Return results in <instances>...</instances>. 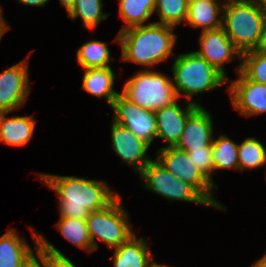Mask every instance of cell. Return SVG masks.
I'll return each instance as SVG.
<instances>
[{
	"instance_id": "cell-36",
	"label": "cell",
	"mask_w": 266,
	"mask_h": 267,
	"mask_svg": "<svg viewBox=\"0 0 266 267\" xmlns=\"http://www.w3.org/2000/svg\"><path fill=\"white\" fill-rule=\"evenodd\" d=\"M251 267H266V254L255 262Z\"/></svg>"
},
{
	"instance_id": "cell-37",
	"label": "cell",
	"mask_w": 266,
	"mask_h": 267,
	"mask_svg": "<svg viewBox=\"0 0 266 267\" xmlns=\"http://www.w3.org/2000/svg\"><path fill=\"white\" fill-rule=\"evenodd\" d=\"M149 267H170V266H166V265H160L156 262H151Z\"/></svg>"
},
{
	"instance_id": "cell-27",
	"label": "cell",
	"mask_w": 266,
	"mask_h": 267,
	"mask_svg": "<svg viewBox=\"0 0 266 267\" xmlns=\"http://www.w3.org/2000/svg\"><path fill=\"white\" fill-rule=\"evenodd\" d=\"M188 6L187 0H155L154 12L160 17L157 23L174 27L186 22Z\"/></svg>"
},
{
	"instance_id": "cell-30",
	"label": "cell",
	"mask_w": 266,
	"mask_h": 267,
	"mask_svg": "<svg viewBox=\"0 0 266 267\" xmlns=\"http://www.w3.org/2000/svg\"><path fill=\"white\" fill-rule=\"evenodd\" d=\"M198 169L214 184L211 173L214 172L212 146L186 151Z\"/></svg>"
},
{
	"instance_id": "cell-35",
	"label": "cell",
	"mask_w": 266,
	"mask_h": 267,
	"mask_svg": "<svg viewBox=\"0 0 266 267\" xmlns=\"http://www.w3.org/2000/svg\"><path fill=\"white\" fill-rule=\"evenodd\" d=\"M76 0H60L61 5L66 8L67 13L72 9Z\"/></svg>"
},
{
	"instance_id": "cell-23",
	"label": "cell",
	"mask_w": 266,
	"mask_h": 267,
	"mask_svg": "<svg viewBox=\"0 0 266 267\" xmlns=\"http://www.w3.org/2000/svg\"><path fill=\"white\" fill-rule=\"evenodd\" d=\"M77 65L84 69L111 67L109 65L110 51L108 45L102 41H88L77 50Z\"/></svg>"
},
{
	"instance_id": "cell-34",
	"label": "cell",
	"mask_w": 266,
	"mask_h": 267,
	"mask_svg": "<svg viewBox=\"0 0 266 267\" xmlns=\"http://www.w3.org/2000/svg\"><path fill=\"white\" fill-rule=\"evenodd\" d=\"M2 8L0 7V40L4 33L8 30L9 25L6 23L4 18L2 17Z\"/></svg>"
},
{
	"instance_id": "cell-39",
	"label": "cell",
	"mask_w": 266,
	"mask_h": 267,
	"mask_svg": "<svg viewBox=\"0 0 266 267\" xmlns=\"http://www.w3.org/2000/svg\"><path fill=\"white\" fill-rule=\"evenodd\" d=\"M200 1V0H187L188 4H191L193 2Z\"/></svg>"
},
{
	"instance_id": "cell-13",
	"label": "cell",
	"mask_w": 266,
	"mask_h": 267,
	"mask_svg": "<svg viewBox=\"0 0 266 267\" xmlns=\"http://www.w3.org/2000/svg\"><path fill=\"white\" fill-rule=\"evenodd\" d=\"M112 149L116 155L140 173L151 161L146 155L149 144L134 135L128 128L112 121Z\"/></svg>"
},
{
	"instance_id": "cell-33",
	"label": "cell",
	"mask_w": 266,
	"mask_h": 267,
	"mask_svg": "<svg viewBox=\"0 0 266 267\" xmlns=\"http://www.w3.org/2000/svg\"><path fill=\"white\" fill-rule=\"evenodd\" d=\"M21 4L30 6H44L49 0H17Z\"/></svg>"
},
{
	"instance_id": "cell-4",
	"label": "cell",
	"mask_w": 266,
	"mask_h": 267,
	"mask_svg": "<svg viewBox=\"0 0 266 267\" xmlns=\"http://www.w3.org/2000/svg\"><path fill=\"white\" fill-rule=\"evenodd\" d=\"M172 72V83L178 98L184 95L187 102L198 106L201 105L191 100L194 95L216 89L229 81L196 52L178 55L172 65Z\"/></svg>"
},
{
	"instance_id": "cell-38",
	"label": "cell",
	"mask_w": 266,
	"mask_h": 267,
	"mask_svg": "<svg viewBox=\"0 0 266 267\" xmlns=\"http://www.w3.org/2000/svg\"><path fill=\"white\" fill-rule=\"evenodd\" d=\"M260 1H261V4H262L263 9L266 12V0H260Z\"/></svg>"
},
{
	"instance_id": "cell-3",
	"label": "cell",
	"mask_w": 266,
	"mask_h": 267,
	"mask_svg": "<svg viewBox=\"0 0 266 267\" xmlns=\"http://www.w3.org/2000/svg\"><path fill=\"white\" fill-rule=\"evenodd\" d=\"M222 28L241 53L256 50L266 12L260 0H224Z\"/></svg>"
},
{
	"instance_id": "cell-25",
	"label": "cell",
	"mask_w": 266,
	"mask_h": 267,
	"mask_svg": "<svg viewBox=\"0 0 266 267\" xmlns=\"http://www.w3.org/2000/svg\"><path fill=\"white\" fill-rule=\"evenodd\" d=\"M239 172L266 165V148L255 137L246 138L238 144Z\"/></svg>"
},
{
	"instance_id": "cell-10",
	"label": "cell",
	"mask_w": 266,
	"mask_h": 267,
	"mask_svg": "<svg viewBox=\"0 0 266 267\" xmlns=\"http://www.w3.org/2000/svg\"><path fill=\"white\" fill-rule=\"evenodd\" d=\"M28 57L0 74V112L20 109L29 96Z\"/></svg>"
},
{
	"instance_id": "cell-5",
	"label": "cell",
	"mask_w": 266,
	"mask_h": 267,
	"mask_svg": "<svg viewBox=\"0 0 266 267\" xmlns=\"http://www.w3.org/2000/svg\"><path fill=\"white\" fill-rule=\"evenodd\" d=\"M122 95L149 111L164 108L179 99L171 78L148 68L126 81Z\"/></svg>"
},
{
	"instance_id": "cell-32",
	"label": "cell",
	"mask_w": 266,
	"mask_h": 267,
	"mask_svg": "<svg viewBox=\"0 0 266 267\" xmlns=\"http://www.w3.org/2000/svg\"><path fill=\"white\" fill-rule=\"evenodd\" d=\"M255 51L266 52V18L262 27L260 41Z\"/></svg>"
},
{
	"instance_id": "cell-18",
	"label": "cell",
	"mask_w": 266,
	"mask_h": 267,
	"mask_svg": "<svg viewBox=\"0 0 266 267\" xmlns=\"http://www.w3.org/2000/svg\"><path fill=\"white\" fill-rule=\"evenodd\" d=\"M33 255L28 243L14 229L0 237V267H23Z\"/></svg>"
},
{
	"instance_id": "cell-20",
	"label": "cell",
	"mask_w": 266,
	"mask_h": 267,
	"mask_svg": "<svg viewBox=\"0 0 266 267\" xmlns=\"http://www.w3.org/2000/svg\"><path fill=\"white\" fill-rule=\"evenodd\" d=\"M114 79L115 74L111 67L85 69L82 89L95 97L105 98L112 106L119 94L113 89Z\"/></svg>"
},
{
	"instance_id": "cell-7",
	"label": "cell",
	"mask_w": 266,
	"mask_h": 267,
	"mask_svg": "<svg viewBox=\"0 0 266 267\" xmlns=\"http://www.w3.org/2000/svg\"><path fill=\"white\" fill-rule=\"evenodd\" d=\"M156 159L176 178L192 185L213 207L226 211L211 192L218 186L198 169L186 151L175 146L161 147L157 151Z\"/></svg>"
},
{
	"instance_id": "cell-31",
	"label": "cell",
	"mask_w": 266,
	"mask_h": 267,
	"mask_svg": "<svg viewBox=\"0 0 266 267\" xmlns=\"http://www.w3.org/2000/svg\"><path fill=\"white\" fill-rule=\"evenodd\" d=\"M39 236L40 233L33 231L32 237L36 248L35 252L40 262L37 260V257L33 255L23 267H49L47 258L39 251Z\"/></svg>"
},
{
	"instance_id": "cell-24",
	"label": "cell",
	"mask_w": 266,
	"mask_h": 267,
	"mask_svg": "<svg viewBox=\"0 0 266 267\" xmlns=\"http://www.w3.org/2000/svg\"><path fill=\"white\" fill-rule=\"evenodd\" d=\"M212 160L214 170L233 168L239 170L238 144L225 135L213 139Z\"/></svg>"
},
{
	"instance_id": "cell-6",
	"label": "cell",
	"mask_w": 266,
	"mask_h": 267,
	"mask_svg": "<svg viewBox=\"0 0 266 267\" xmlns=\"http://www.w3.org/2000/svg\"><path fill=\"white\" fill-rule=\"evenodd\" d=\"M121 202L122 198L119 195L105 209L91 212L86 218L92 251L98 249L96 237L106 243L109 249H114L135 234L131 230L127 213L121 206Z\"/></svg>"
},
{
	"instance_id": "cell-26",
	"label": "cell",
	"mask_w": 266,
	"mask_h": 267,
	"mask_svg": "<svg viewBox=\"0 0 266 267\" xmlns=\"http://www.w3.org/2000/svg\"><path fill=\"white\" fill-rule=\"evenodd\" d=\"M102 0H76L72 9L67 13L68 17L75 20L81 17L84 28L94 29L109 16L102 11Z\"/></svg>"
},
{
	"instance_id": "cell-28",
	"label": "cell",
	"mask_w": 266,
	"mask_h": 267,
	"mask_svg": "<svg viewBox=\"0 0 266 267\" xmlns=\"http://www.w3.org/2000/svg\"><path fill=\"white\" fill-rule=\"evenodd\" d=\"M237 67L247 79L266 85V52L250 51L243 53Z\"/></svg>"
},
{
	"instance_id": "cell-14",
	"label": "cell",
	"mask_w": 266,
	"mask_h": 267,
	"mask_svg": "<svg viewBox=\"0 0 266 267\" xmlns=\"http://www.w3.org/2000/svg\"><path fill=\"white\" fill-rule=\"evenodd\" d=\"M213 120L211 114L199 106L187 119L184 130L175 147L189 151L202 149L204 146H212L214 135Z\"/></svg>"
},
{
	"instance_id": "cell-11",
	"label": "cell",
	"mask_w": 266,
	"mask_h": 267,
	"mask_svg": "<svg viewBox=\"0 0 266 267\" xmlns=\"http://www.w3.org/2000/svg\"><path fill=\"white\" fill-rule=\"evenodd\" d=\"M237 74L239 79L228 88L233 107L244 116L266 112V85L247 79L240 71Z\"/></svg>"
},
{
	"instance_id": "cell-1",
	"label": "cell",
	"mask_w": 266,
	"mask_h": 267,
	"mask_svg": "<svg viewBox=\"0 0 266 267\" xmlns=\"http://www.w3.org/2000/svg\"><path fill=\"white\" fill-rule=\"evenodd\" d=\"M38 177L58 194L60 217L86 219L91 212L105 209L119 196L100 180L44 173Z\"/></svg>"
},
{
	"instance_id": "cell-2",
	"label": "cell",
	"mask_w": 266,
	"mask_h": 267,
	"mask_svg": "<svg viewBox=\"0 0 266 267\" xmlns=\"http://www.w3.org/2000/svg\"><path fill=\"white\" fill-rule=\"evenodd\" d=\"M175 27L148 23L119 31L116 40L122 48V60L151 67L172 55L177 35Z\"/></svg>"
},
{
	"instance_id": "cell-16",
	"label": "cell",
	"mask_w": 266,
	"mask_h": 267,
	"mask_svg": "<svg viewBox=\"0 0 266 267\" xmlns=\"http://www.w3.org/2000/svg\"><path fill=\"white\" fill-rule=\"evenodd\" d=\"M8 112H0V142L22 147L31 139L36 121L31 116L6 117Z\"/></svg>"
},
{
	"instance_id": "cell-17",
	"label": "cell",
	"mask_w": 266,
	"mask_h": 267,
	"mask_svg": "<svg viewBox=\"0 0 266 267\" xmlns=\"http://www.w3.org/2000/svg\"><path fill=\"white\" fill-rule=\"evenodd\" d=\"M151 250L143 237L134 234L128 241L114 248L112 257L114 267H149L152 260Z\"/></svg>"
},
{
	"instance_id": "cell-21",
	"label": "cell",
	"mask_w": 266,
	"mask_h": 267,
	"mask_svg": "<svg viewBox=\"0 0 266 267\" xmlns=\"http://www.w3.org/2000/svg\"><path fill=\"white\" fill-rule=\"evenodd\" d=\"M119 13L126 23L120 31L142 26L154 13L155 0H119Z\"/></svg>"
},
{
	"instance_id": "cell-8",
	"label": "cell",
	"mask_w": 266,
	"mask_h": 267,
	"mask_svg": "<svg viewBox=\"0 0 266 267\" xmlns=\"http://www.w3.org/2000/svg\"><path fill=\"white\" fill-rule=\"evenodd\" d=\"M145 180V188L166 197L168 200H180L212 206L192 185L176 178L155 158L139 173Z\"/></svg>"
},
{
	"instance_id": "cell-22",
	"label": "cell",
	"mask_w": 266,
	"mask_h": 267,
	"mask_svg": "<svg viewBox=\"0 0 266 267\" xmlns=\"http://www.w3.org/2000/svg\"><path fill=\"white\" fill-rule=\"evenodd\" d=\"M62 236L76 247L92 252V241L86 219L60 217L56 224Z\"/></svg>"
},
{
	"instance_id": "cell-29",
	"label": "cell",
	"mask_w": 266,
	"mask_h": 267,
	"mask_svg": "<svg viewBox=\"0 0 266 267\" xmlns=\"http://www.w3.org/2000/svg\"><path fill=\"white\" fill-rule=\"evenodd\" d=\"M39 251L47 258L49 267H76L60 250L40 234Z\"/></svg>"
},
{
	"instance_id": "cell-9",
	"label": "cell",
	"mask_w": 266,
	"mask_h": 267,
	"mask_svg": "<svg viewBox=\"0 0 266 267\" xmlns=\"http://www.w3.org/2000/svg\"><path fill=\"white\" fill-rule=\"evenodd\" d=\"M113 122L128 128L134 135L149 145L157 135V122L155 111L140 108L129 101L121 93L113 101Z\"/></svg>"
},
{
	"instance_id": "cell-12",
	"label": "cell",
	"mask_w": 266,
	"mask_h": 267,
	"mask_svg": "<svg viewBox=\"0 0 266 267\" xmlns=\"http://www.w3.org/2000/svg\"><path fill=\"white\" fill-rule=\"evenodd\" d=\"M199 42L200 50L194 52L225 77L226 69L223 67L224 64L236 56L241 59L242 54L236 49L222 27L216 30L202 31Z\"/></svg>"
},
{
	"instance_id": "cell-15",
	"label": "cell",
	"mask_w": 266,
	"mask_h": 267,
	"mask_svg": "<svg viewBox=\"0 0 266 267\" xmlns=\"http://www.w3.org/2000/svg\"><path fill=\"white\" fill-rule=\"evenodd\" d=\"M198 107V105L188 102L186 109H182L176 101L169 106L156 110V137L168 142L169 147L175 146L180 139L188 117Z\"/></svg>"
},
{
	"instance_id": "cell-19",
	"label": "cell",
	"mask_w": 266,
	"mask_h": 267,
	"mask_svg": "<svg viewBox=\"0 0 266 267\" xmlns=\"http://www.w3.org/2000/svg\"><path fill=\"white\" fill-rule=\"evenodd\" d=\"M224 4L221 6L218 0H200L189 4L186 23L189 26L202 31L216 30L222 27V16Z\"/></svg>"
}]
</instances>
